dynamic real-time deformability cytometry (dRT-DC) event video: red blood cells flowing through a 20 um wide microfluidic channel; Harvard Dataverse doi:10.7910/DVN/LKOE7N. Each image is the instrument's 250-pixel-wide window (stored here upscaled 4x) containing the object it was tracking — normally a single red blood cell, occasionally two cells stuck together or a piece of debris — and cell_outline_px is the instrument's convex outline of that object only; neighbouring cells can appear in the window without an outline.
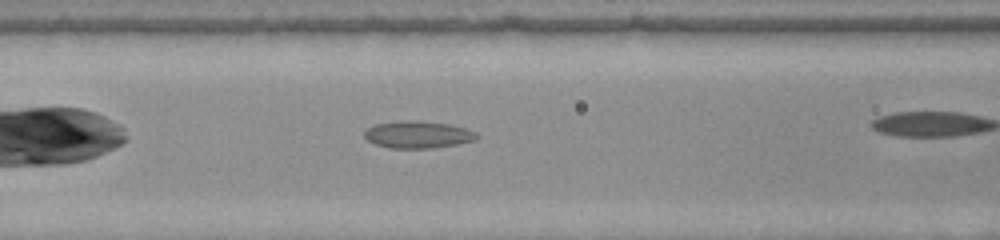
{"species": "common noctule bat (a hibernating species)", "species_latin": "Nyctalus noctula", "temperature_condition": "warm", "stored_images_in_passage": 29, "camera_frame_rate_fps": 3000, "um_per_image_px": 0.085, "animal": {"sex": "female", "body_mass_g": 22.0, "forearm_length_mm": 56.7}, "frame": {"image": 1, "passage_image": 9, "time_ms": 2.667, "image_size_px": [1000, 240], "cell_outline_px": [[476, 140], [456, 144], [432, 148], [392, 148], [376, 144], [368, 140], [364, 136], [364, 132], [368, 128], [376, 124], [408, 120], [448, 124], [464, 128], [476, 132]], "centroid_in_image_um": [35.51, 11.45], "position_along_channel_um": 131.1, "area_um2": 17.34}}